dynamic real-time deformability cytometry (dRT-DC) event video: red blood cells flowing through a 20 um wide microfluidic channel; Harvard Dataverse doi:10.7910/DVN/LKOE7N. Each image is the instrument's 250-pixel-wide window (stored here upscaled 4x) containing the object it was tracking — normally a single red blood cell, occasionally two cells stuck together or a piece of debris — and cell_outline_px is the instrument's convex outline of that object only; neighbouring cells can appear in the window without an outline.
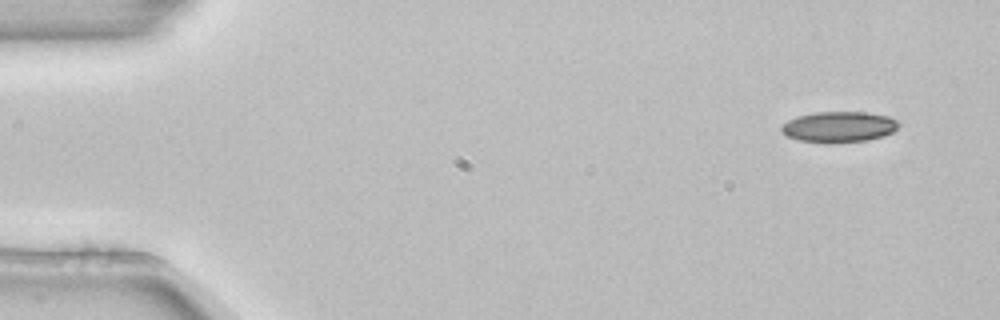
{"species": "common noctule bat (a hibernating species)", "species_latin": "Nyctalus noctula", "temperature_condition": "room temperature", "stored_images_in_passage": 4, "camera_frame_rate_fps": 3000, "um_per_image_px": 0.085, "animal": {"sex": "female", "body_mass_g": 22.7, "forearm_length_mm": 54.2}, "frame": {"image": 1, "passage_image": 1, "time_ms": 0.0, "image_size_px": [1000, 320], "cell_outline_px": [[900, 124], [892, 132], [884, 136], [868, 140], [832, 144], [828, 144], [800, 140], [788, 136], [780, 128], [788, 120], [796, 116], [812, 112], [864, 112], [888, 116], [896, 120]], "centroid_in_image_um": [71.31, 10.79], "position_along_channel_um": 13.7, "area_um2": 21.15}}